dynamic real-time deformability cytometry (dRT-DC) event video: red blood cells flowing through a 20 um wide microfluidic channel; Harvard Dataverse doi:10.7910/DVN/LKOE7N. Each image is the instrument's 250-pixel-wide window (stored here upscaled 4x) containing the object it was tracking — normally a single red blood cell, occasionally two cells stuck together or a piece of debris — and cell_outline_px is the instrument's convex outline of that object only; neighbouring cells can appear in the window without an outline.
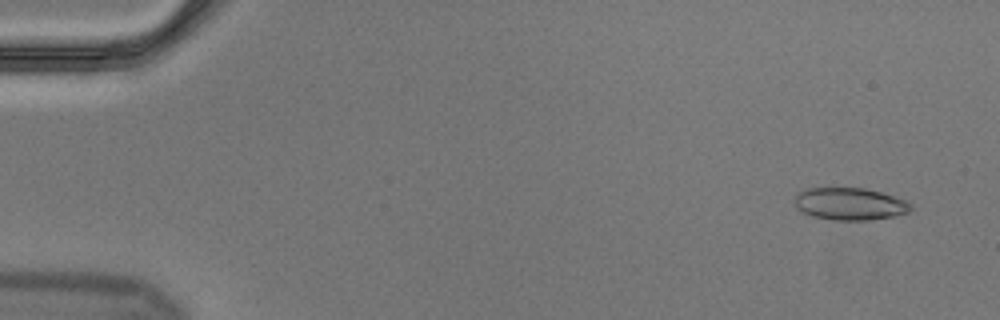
{"species": "Egyptian fruit bat (a non-hibernating species)", "species_latin": "Rousettus aegyptiacus", "temperature_condition": "cold", "stored_images_in_passage": 56, "camera_frame_rate_fps": 3000, "um_per_image_px": 0.085, "animal": {"sex": "male"}, "frame": {"image": 1, "passage_image": 4, "time_ms": 1.0, "image_size_px": [1000, 320], "cell_outline_px": [[912, 208], [908, 212], [892, 216], [872, 220], [832, 220], [812, 216], [804, 212], [792, 200], [800, 192], [808, 188], [864, 188], [880, 192], [904, 200], [912, 204]], "centroid_in_image_um": [72.24, 17.33], "position_along_channel_um": 12.8, "area_um2": 21.62}}
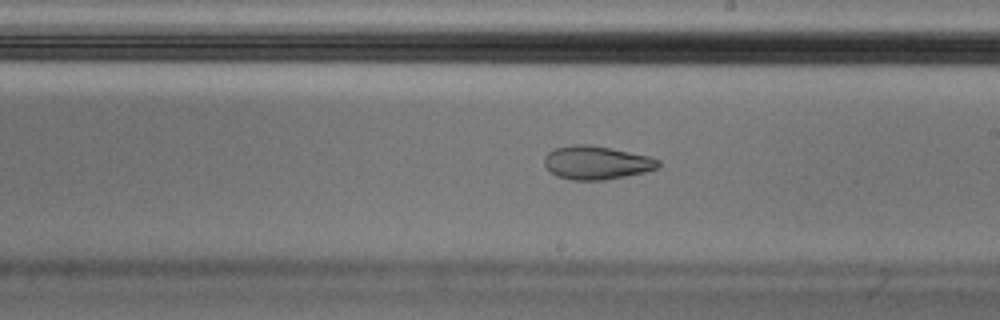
{"frame": {"image": 2, "passage_image": 33, "time_ms": 10.667, "image_size_px": [1000, 320], "cell_outline_px": [[660, 168], [644, 172], [604, 180], [572, 180], [556, 176], [544, 164], [544, 156], [548, 152], [556, 148], [572, 144], [588, 144], [652, 156], [660, 160]], "centroid_in_image_um": [50.73, 13.82], "position_along_channel_um": 238.3, "area_um2": 22.31}}
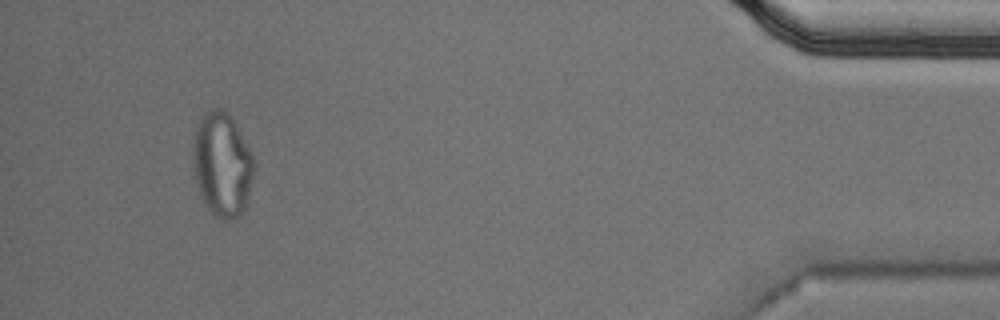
{"frame": {"image": 3, "passage_image": 53, "time_ms": 17.333, "image_size_px": [1000, 320], "cell_outline_px": [[252, 176], [248, 196], [244, 212], [240, 216], [232, 220], [224, 220], [212, 216], [204, 204], [196, 180], [192, 156], [192, 144], [196, 128], [204, 112], [216, 108], [220, 108], [228, 112], [252, 152]], "centroid_in_image_um": [18.86, 14.01], "position_along_channel_um": 416.3, "area_um2": 36.99}, "authors_computed_cell_mechanics": {"area_um2": 22.4842, "velocity_mm_per_s": 3.6053, "shape_relaxation_time_tau1_ms": null, "shape_relaxation_time_tau2_ms": 2.5515, "deformation_change_tau1": null, "deformation_change_tau2": 0.0823}}